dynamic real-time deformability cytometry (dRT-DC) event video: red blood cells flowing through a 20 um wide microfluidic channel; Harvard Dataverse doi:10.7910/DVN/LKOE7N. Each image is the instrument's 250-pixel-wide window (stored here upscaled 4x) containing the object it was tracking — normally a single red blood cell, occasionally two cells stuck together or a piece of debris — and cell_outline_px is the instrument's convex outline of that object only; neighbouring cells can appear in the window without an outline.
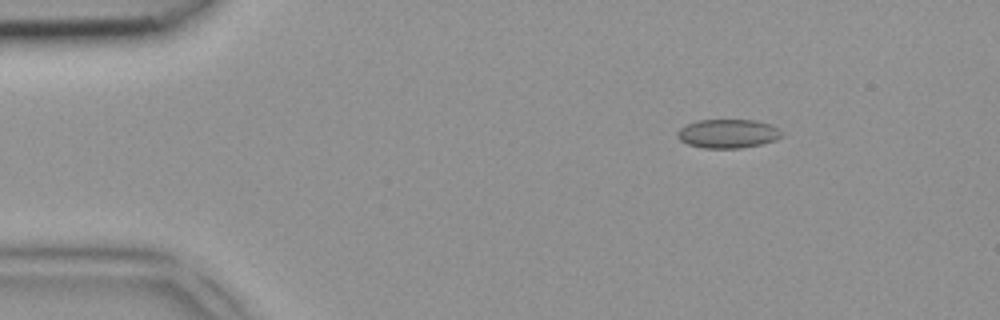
{"species": "common noctule bat (a hibernating species)", "species_latin": "Nyctalus noctula", "temperature_condition": "room temperature", "stored_images_in_passage": 3, "camera_frame_rate_fps": 3000, "um_per_image_px": 0.085, "animal": {"sex": "female", "body_mass_g": 18.4}, "frame": {"image": 1, "passage_image": 1, "time_ms": 0.0, "image_size_px": [1000, 320], "cell_outline_px": [[784, 136], [776, 140], [760, 144], [740, 148], [704, 148], [688, 144], [680, 140], [676, 136], [676, 132], [680, 128], [688, 124], [700, 120], [756, 120], [768, 124], [784, 132]], "centroid_in_image_um": [61.88, 11.36], "position_along_channel_um": 23.1, "area_um2": 17.51}}
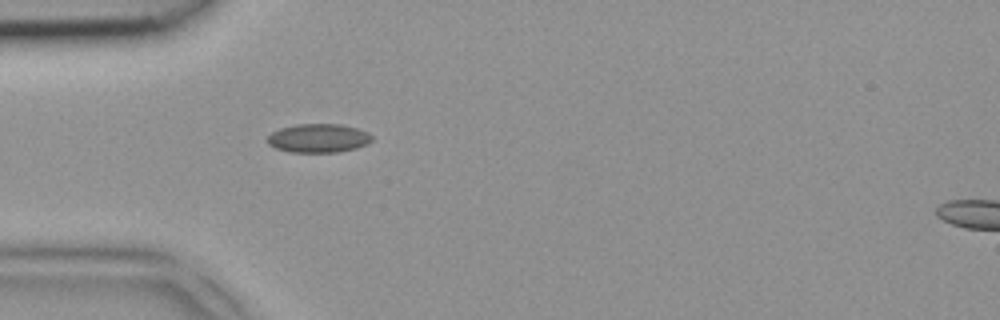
{"frame": {"image": 2, "passage_image": 3, "time_ms": 0.667, "image_size_px": [1000, 320], "cell_outline_px": [[372, 140], [368, 144], [356, 148], [336, 152], [288, 152], [276, 148], [268, 144], [268, 136], [272, 132], [280, 128], [296, 124], [340, 124], [356, 128], [368, 132], [372, 136]], "centroid_in_image_um": [27.07, 11.74], "position_along_channel_um": 57.9, "area_um2": 17.51}}